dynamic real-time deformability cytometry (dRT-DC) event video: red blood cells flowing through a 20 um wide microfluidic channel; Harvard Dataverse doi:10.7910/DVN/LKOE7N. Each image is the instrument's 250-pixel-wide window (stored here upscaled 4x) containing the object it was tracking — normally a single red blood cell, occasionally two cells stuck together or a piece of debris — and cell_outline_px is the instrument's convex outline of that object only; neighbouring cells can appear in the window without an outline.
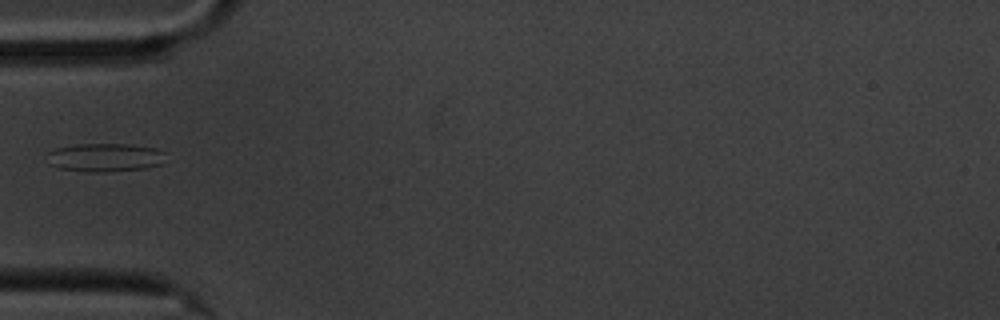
{"species": "common noctule bat (a hibernating species)", "species_latin": "Nyctalus noctula", "temperature_condition": "cold", "stored_images_in_passage": 3, "camera_frame_rate_fps": 3000, "um_per_image_px": 0.085, "animal": {"sex": "male", "body_mass_g": 20.1, "forearm_length_mm": 53.5}, "frame": {"image": 1, "passage_image": 1, "time_ms": 0.0, "image_size_px": [1000, 320], "cell_outline_px": [[168, 152], [160, 164], [144, 168], [108, 172], [88, 172], [60, 168], [48, 164], [48, 152], [56, 148], [76, 144], [132, 144], [156, 148]], "centroid_in_image_um": [8.94, 13.38], "position_along_channel_um": 76.1, "area_um2": 19.83}}
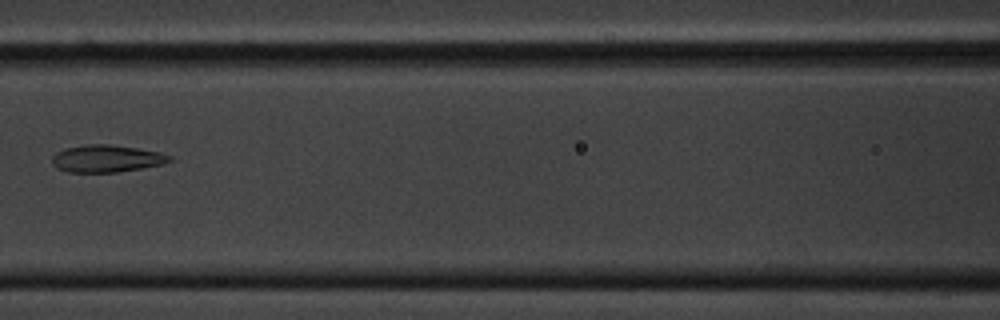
{"frame": {"image": 2, "passage_image": 3, "time_ms": 2.333, "image_size_px": [1000, 320], "cell_outline_px": [[172, 160], [164, 164], [116, 172], [68, 172], [56, 168], [52, 164], [52, 156], [56, 152], [64, 148], [84, 144], [112, 144], [160, 152], [172, 156]], "centroid_in_image_um": [9.03, 13.47], "position_along_channel_um": 157.6, "area_um2": 18.79}}